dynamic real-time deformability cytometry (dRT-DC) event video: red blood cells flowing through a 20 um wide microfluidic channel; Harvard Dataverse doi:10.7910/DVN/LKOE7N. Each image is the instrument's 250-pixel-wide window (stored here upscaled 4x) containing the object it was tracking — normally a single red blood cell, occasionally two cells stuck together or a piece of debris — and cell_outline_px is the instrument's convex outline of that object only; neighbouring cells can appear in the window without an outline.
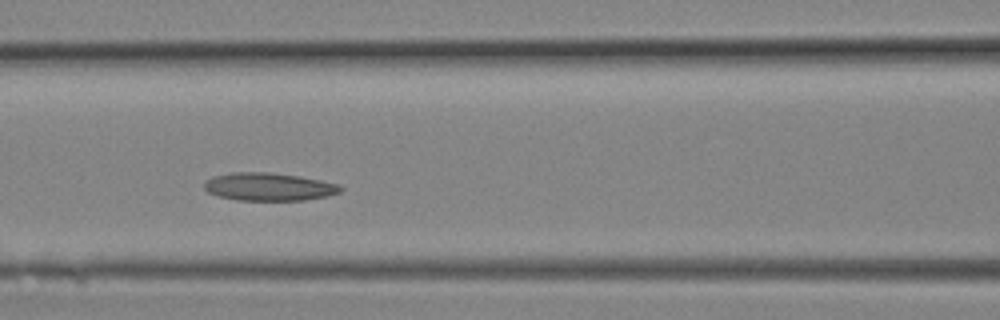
{"species": "Egyptian fruit bat (a non-hibernating species)", "species_latin": "Rousettus aegyptiacus", "temperature_condition": "room temperature", "stored_images_in_passage": 9, "camera_frame_rate_fps": 3000, "um_per_image_px": 0.085, "animal": {"sex": "female"}, "frame": {"image": 1, "passage_image": 8, "time_ms": 2.333, "image_size_px": [1000, 320], "cell_outline_px": [[344, 188], [340, 192], [328, 196], [304, 200], [236, 200], [220, 196], [208, 192], [204, 188], [204, 180], [212, 176], [232, 172], [272, 172], [300, 176], [340, 184]], "centroid_in_image_um": [22.86, 15.86], "position_along_channel_um": 143.7, "area_um2": 22.37}}
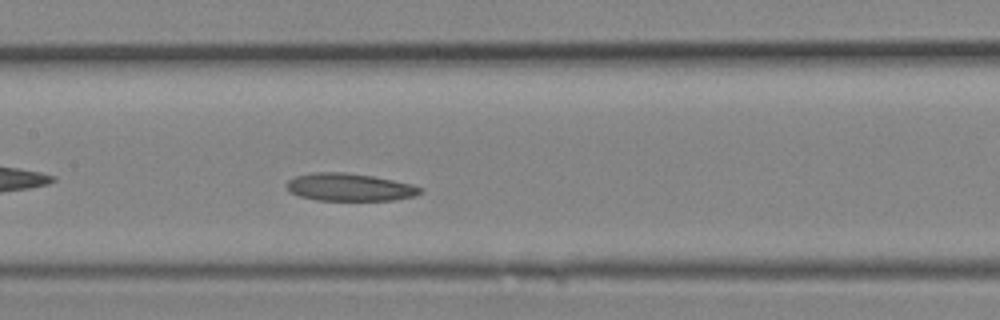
{"frame": {"image": 2, "passage_image": 9, "time_ms": 2.667, "image_size_px": [1000, 320], "cell_outline_px": [[424, 192], [412, 196], [392, 200], [316, 200], [300, 196], [292, 192], [288, 188], [288, 180], [296, 176], [316, 172], [344, 172], [372, 176], [412, 184], [424, 188]], "centroid_in_image_um": [29.75, 15.91], "position_along_channel_um": 177.6, "area_um2": 21.27}}